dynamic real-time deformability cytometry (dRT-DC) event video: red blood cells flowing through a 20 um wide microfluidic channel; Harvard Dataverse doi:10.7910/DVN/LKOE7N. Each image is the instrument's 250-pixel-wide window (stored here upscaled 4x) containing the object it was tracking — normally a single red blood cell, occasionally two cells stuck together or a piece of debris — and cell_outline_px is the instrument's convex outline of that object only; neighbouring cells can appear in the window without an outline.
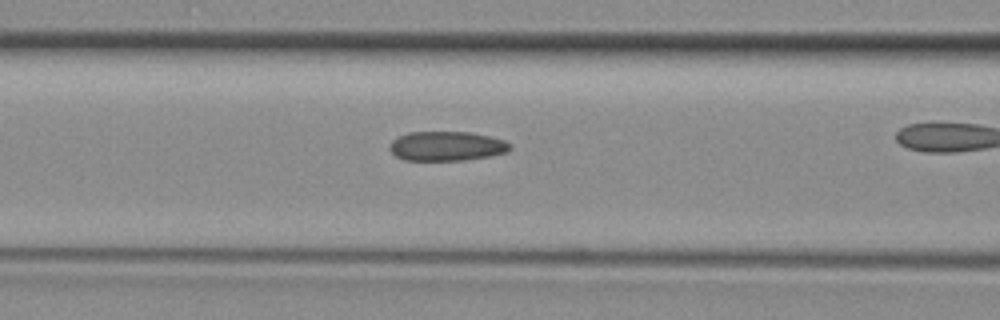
{"species": "common noctule bat (a hibernating species)", "species_latin": "Nyctalus noctula", "temperature_condition": "room temperature", "stored_images_in_passage": 28, "camera_frame_rate_fps": 3000, "um_per_image_px": 0.085, "animal": {"sex": "female", "body_mass_g": 29.2, "forearm_length_mm": 56.3}, "frame": {"image": 1, "passage_image": 10, "time_ms": 3.0, "image_size_px": [1000, 320], "cell_outline_px": [[512, 148], [508, 152], [488, 156], [460, 160], [404, 160], [396, 156], [388, 148], [392, 140], [396, 136], [408, 132], [468, 132], [488, 136], [504, 140], [512, 144]], "centroid_in_image_um": [37.94, 12.41], "position_along_channel_um": 128.7, "area_um2": 20.69}}
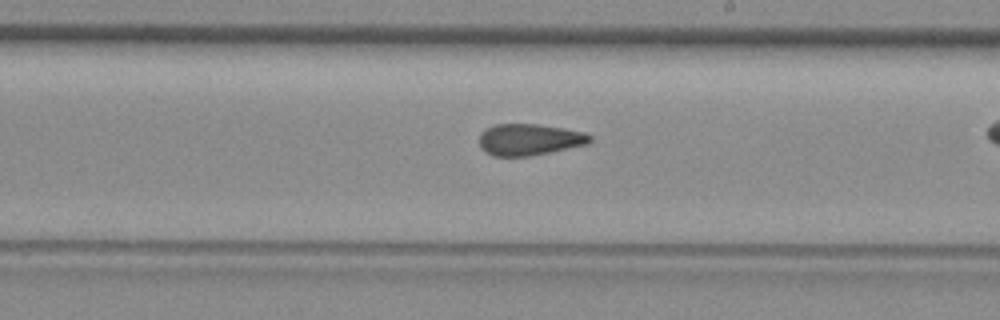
{"frame": {"image": 2, "passage_image": 18, "time_ms": 5.667, "image_size_px": [1000, 320], "cell_outline_px": [[592, 140], [588, 144], [528, 156], [492, 156], [480, 148], [480, 132], [484, 128], [496, 124], [536, 124], [564, 128], [584, 132], [592, 136]], "centroid_in_image_um": [44.97, 11.85], "position_along_channel_um": 244.0, "area_um2": 20.35}}
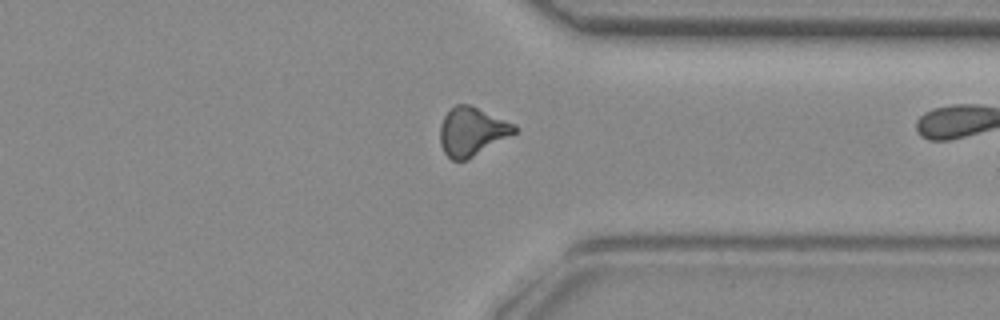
{"frame": {"image": 3, "passage_image": 27, "time_ms": 8.667, "image_size_px": [1000, 320], "cell_outline_px": [[516, 132], [468, 160], [452, 160], [444, 152], [440, 144], [440, 124], [444, 116], [456, 104], [468, 104], [516, 124]], "centroid_in_image_um": [40.1, 11.19], "position_along_channel_um": 371.3, "area_um2": 20.87}}